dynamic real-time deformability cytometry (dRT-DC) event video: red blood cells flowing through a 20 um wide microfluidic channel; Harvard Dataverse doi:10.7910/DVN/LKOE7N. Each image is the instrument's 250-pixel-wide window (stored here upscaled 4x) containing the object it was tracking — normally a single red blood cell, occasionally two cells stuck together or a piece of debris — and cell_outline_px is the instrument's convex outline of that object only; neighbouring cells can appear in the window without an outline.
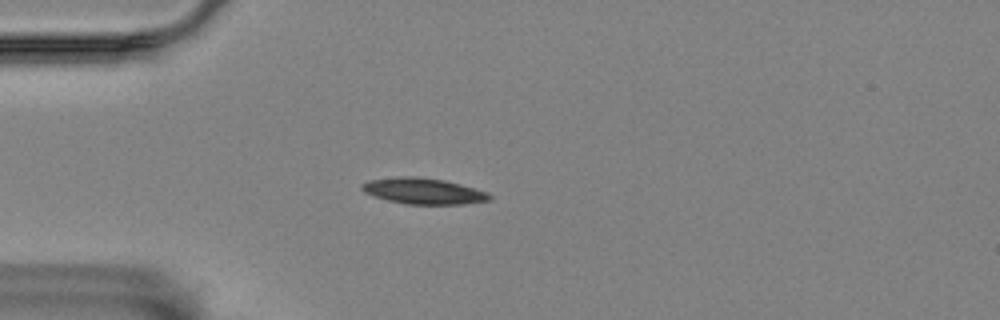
{"species": "Egyptian fruit bat (a non-hibernating species)", "species_latin": "Rousettus aegyptiacus", "temperature_condition": "room temperature", "stored_images_in_passage": 41, "camera_frame_rate_fps": 3000, "um_per_image_px": 0.085, "animal": {"sex": "female"}, "frame": {"image": 1, "passage_image": 2, "time_ms": 0.333, "image_size_px": [1000, 320], "cell_outline_px": [[492, 200], [464, 204], [404, 204], [372, 196], [364, 192], [360, 188], [360, 184], [368, 180], [400, 176], [416, 176], [444, 180], [460, 184], [488, 192], [492, 196]], "centroid_in_image_um": [35.97, 16.24], "position_along_channel_um": 49.0, "area_um2": 19.54}}
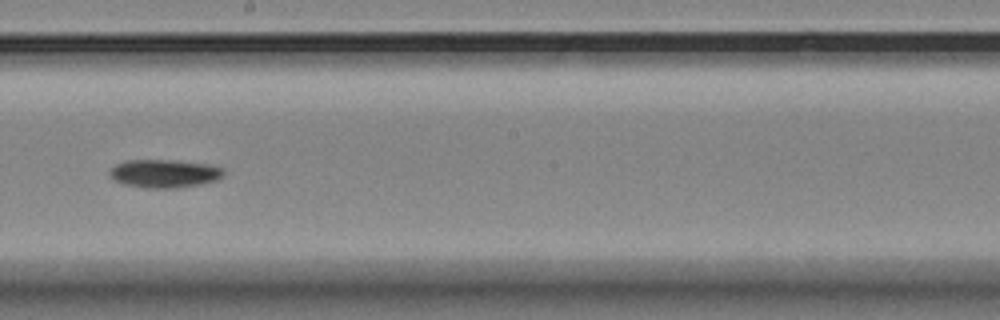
{"frame": {"image": 2, "passage_image": 19, "time_ms": 6.0, "image_size_px": [1000, 320], "cell_outline_px": [[224, 176], [216, 180], [200, 184], [180, 188], [144, 188], [124, 184], [108, 176], [108, 172], [116, 164], [128, 160], [172, 160], [208, 164], [224, 168]], "centroid_in_image_um": [13.98, 14.75], "position_along_channel_um": 234.2, "area_um2": 18.84}}
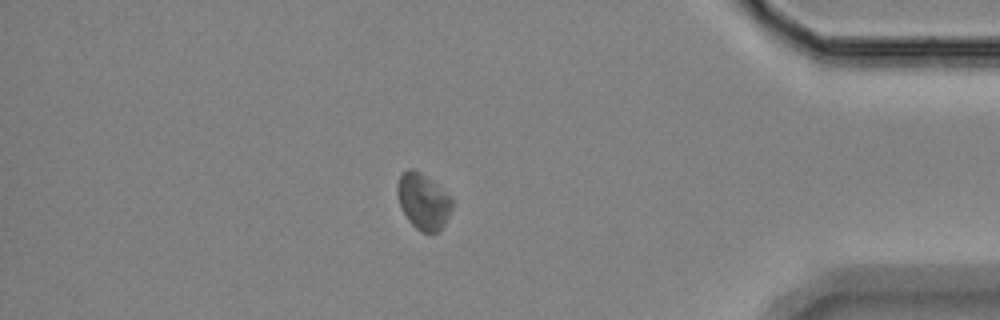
{"frame": {"image": 3, "passage_image": 36, "time_ms": 11.667, "image_size_px": [1000, 320], "cell_outline_px": [[452, 208], [444, 224], [436, 232], [420, 232], [408, 220], [400, 204], [396, 192], [396, 188], [400, 176], [408, 168], [412, 168], [420, 172], [432, 180], [452, 200]], "centroid_in_image_um": [35.95, 17.1], "position_along_channel_um": 399.3, "area_um2": 17.46}, "authors_computed_cell_mechanics": {"area_um2": 17.9758, "velocity_mm_per_s": 3.4853, "shape_relaxation_time_tau1_ms": 6.3202, "shape_relaxation_time_tau2_ms": null, "deformation_change_tau1": 0.1019, "deformation_change_tau2": null}}